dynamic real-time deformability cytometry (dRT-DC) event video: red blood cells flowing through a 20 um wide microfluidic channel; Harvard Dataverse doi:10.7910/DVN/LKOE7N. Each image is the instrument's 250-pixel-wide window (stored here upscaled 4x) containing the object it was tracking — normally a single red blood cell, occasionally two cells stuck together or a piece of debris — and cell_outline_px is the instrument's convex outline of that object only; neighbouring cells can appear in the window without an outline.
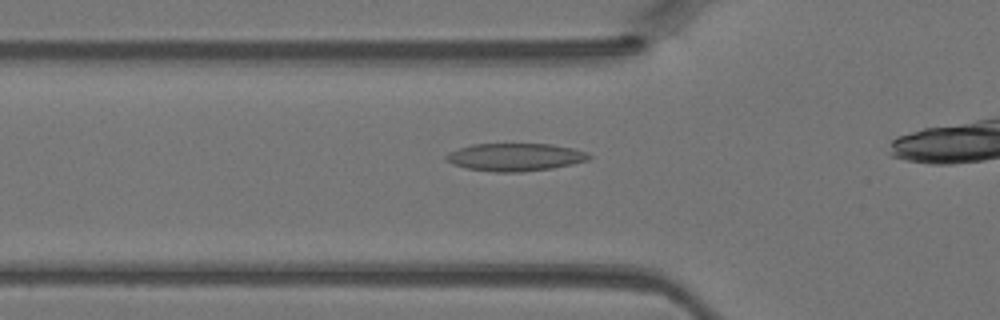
{"species": "Egyptian fruit bat (a non-hibernating species)", "species_latin": "Rousettus aegyptiacus", "temperature_condition": "warm", "stored_images_in_passage": 12, "camera_frame_rate_fps": 3000, "um_per_image_px": 0.085, "animal": {"sex": "female"}, "frame": {"image": 1, "passage_image": 8, "time_ms": 2.333, "image_size_px": [1000, 320], "cell_outline_px": [[592, 156], [588, 160], [572, 164], [552, 168], [520, 172], [496, 172], [468, 168], [452, 164], [444, 160], [444, 156], [448, 152], [472, 144], [552, 144], [572, 148], [588, 152]], "centroid_in_image_um": [43.78, 13.35], "position_along_channel_um": 82.0, "area_um2": 23.12}}
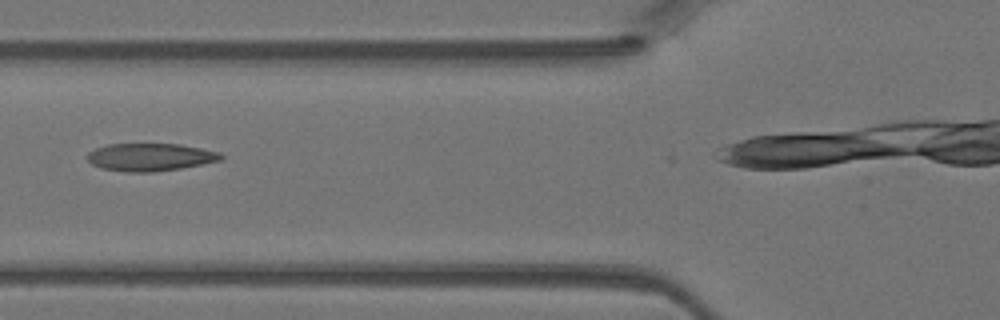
{"frame": {"image": 2, "passage_image": 10, "time_ms": 3.0, "image_size_px": [1000, 320], "cell_outline_px": [[224, 156], [220, 160], [180, 168], [152, 172], [128, 172], [100, 168], [92, 164], [84, 156], [88, 152], [96, 148], [108, 144], [180, 144], [220, 152]], "centroid_in_image_um": [12.72, 13.35], "position_along_channel_um": 113.1, "area_um2": 21.5}}